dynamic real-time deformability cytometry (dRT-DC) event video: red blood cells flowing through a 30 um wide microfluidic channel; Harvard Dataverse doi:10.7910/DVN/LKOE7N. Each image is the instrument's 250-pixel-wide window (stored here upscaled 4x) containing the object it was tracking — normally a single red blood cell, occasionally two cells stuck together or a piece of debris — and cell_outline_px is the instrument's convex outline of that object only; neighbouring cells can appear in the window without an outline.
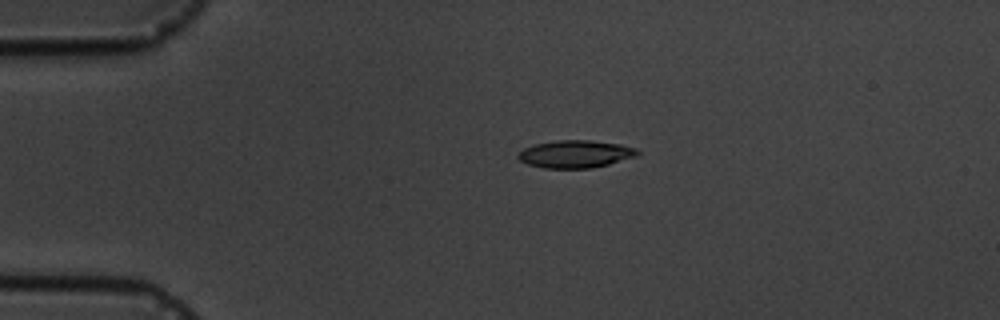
{"species": "common noctule bat (a hibernating species)", "species_latin": "Nyctalus noctula", "temperature_condition": "cold", "stored_images_in_passage": 4, "camera_frame_rate_fps": 3000, "um_per_image_px": 0.085, "animal": {"sex": "male", "body_mass_g": 19.5, "forearm_length_mm": 54.6}, "frame": {"image": 1, "passage_image": 3, "time_ms": 3.0, "image_size_px": [1000, 320], "cell_outline_px": [[640, 152], [636, 156], [608, 164], [592, 168], [544, 168], [528, 164], [520, 160], [516, 156], [524, 148], [536, 144], [556, 140], [588, 140], [620, 144], [636, 148]], "centroid_in_image_um": [48.91, 13.09], "position_along_channel_um": 36.1, "area_um2": 19.02}}